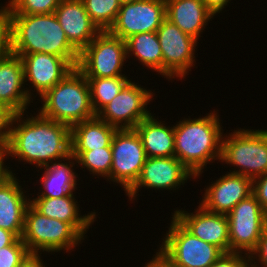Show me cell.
<instances>
[{
    "mask_svg": "<svg viewBox=\"0 0 267 267\" xmlns=\"http://www.w3.org/2000/svg\"><path fill=\"white\" fill-rule=\"evenodd\" d=\"M16 114L11 127L6 155L36 167L47 166L71 155V127L44 117ZM24 117V120H22ZM26 118V119H25ZM19 122V123H18Z\"/></svg>",
    "mask_w": 267,
    "mask_h": 267,
    "instance_id": "cell-1",
    "label": "cell"
},
{
    "mask_svg": "<svg viewBox=\"0 0 267 267\" xmlns=\"http://www.w3.org/2000/svg\"><path fill=\"white\" fill-rule=\"evenodd\" d=\"M13 54H52L78 65L80 52L69 42L55 13L12 15Z\"/></svg>",
    "mask_w": 267,
    "mask_h": 267,
    "instance_id": "cell-2",
    "label": "cell"
},
{
    "mask_svg": "<svg viewBox=\"0 0 267 267\" xmlns=\"http://www.w3.org/2000/svg\"><path fill=\"white\" fill-rule=\"evenodd\" d=\"M215 112L197 119L185 118L174 126V156L195 177L209 162L221 160L223 133Z\"/></svg>",
    "mask_w": 267,
    "mask_h": 267,
    "instance_id": "cell-3",
    "label": "cell"
},
{
    "mask_svg": "<svg viewBox=\"0 0 267 267\" xmlns=\"http://www.w3.org/2000/svg\"><path fill=\"white\" fill-rule=\"evenodd\" d=\"M40 98L44 103L39 113L69 127L97 116L88 80L77 68Z\"/></svg>",
    "mask_w": 267,
    "mask_h": 267,
    "instance_id": "cell-4",
    "label": "cell"
},
{
    "mask_svg": "<svg viewBox=\"0 0 267 267\" xmlns=\"http://www.w3.org/2000/svg\"><path fill=\"white\" fill-rule=\"evenodd\" d=\"M222 137L221 162L232 164L238 170L230 173L256 179L267 173V130H234ZM227 138V139H226Z\"/></svg>",
    "mask_w": 267,
    "mask_h": 267,
    "instance_id": "cell-5",
    "label": "cell"
},
{
    "mask_svg": "<svg viewBox=\"0 0 267 267\" xmlns=\"http://www.w3.org/2000/svg\"><path fill=\"white\" fill-rule=\"evenodd\" d=\"M30 253L69 252L84 238L67 222L49 218L31 204L25 212L24 230L21 237ZM40 250V251H39Z\"/></svg>",
    "mask_w": 267,
    "mask_h": 267,
    "instance_id": "cell-6",
    "label": "cell"
},
{
    "mask_svg": "<svg viewBox=\"0 0 267 267\" xmlns=\"http://www.w3.org/2000/svg\"><path fill=\"white\" fill-rule=\"evenodd\" d=\"M158 252L175 267H210L224 252L190 233L174 216Z\"/></svg>",
    "mask_w": 267,
    "mask_h": 267,
    "instance_id": "cell-7",
    "label": "cell"
},
{
    "mask_svg": "<svg viewBox=\"0 0 267 267\" xmlns=\"http://www.w3.org/2000/svg\"><path fill=\"white\" fill-rule=\"evenodd\" d=\"M127 58L126 42L100 32L79 54L77 69L86 78L118 77Z\"/></svg>",
    "mask_w": 267,
    "mask_h": 267,
    "instance_id": "cell-8",
    "label": "cell"
},
{
    "mask_svg": "<svg viewBox=\"0 0 267 267\" xmlns=\"http://www.w3.org/2000/svg\"><path fill=\"white\" fill-rule=\"evenodd\" d=\"M227 219L229 252L251 255L267 227V213L251 194L227 214Z\"/></svg>",
    "mask_w": 267,
    "mask_h": 267,
    "instance_id": "cell-9",
    "label": "cell"
},
{
    "mask_svg": "<svg viewBox=\"0 0 267 267\" xmlns=\"http://www.w3.org/2000/svg\"><path fill=\"white\" fill-rule=\"evenodd\" d=\"M111 152L112 166L107 179L120 184L126 193L136 183L147 158L135 129H117Z\"/></svg>",
    "mask_w": 267,
    "mask_h": 267,
    "instance_id": "cell-10",
    "label": "cell"
},
{
    "mask_svg": "<svg viewBox=\"0 0 267 267\" xmlns=\"http://www.w3.org/2000/svg\"><path fill=\"white\" fill-rule=\"evenodd\" d=\"M151 98V90L130 80L97 116L117 129H134L140 121L151 115L146 109Z\"/></svg>",
    "mask_w": 267,
    "mask_h": 267,
    "instance_id": "cell-11",
    "label": "cell"
},
{
    "mask_svg": "<svg viewBox=\"0 0 267 267\" xmlns=\"http://www.w3.org/2000/svg\"><path fill=\"white\" fill-rule=\"evenodd\" d=\"M163 54V76L184 78L194 65L197 40L165 18L156 31Z\"/></svg>",
    "mask_w": 267,
    "mask_h": 267,
    "instance_id": "cell-12",
    "label": "cell"
},
{
    "mask_svg": "<svg viewBox=\"0 0 267 267\" xmlns=\"http://www.w3.org/2000/svg\"><path fill=\"white\" fill-rule=\"evenodd\" d=\"M165 18V0L123 2L108 32L125 41L138 33L156 32Z\"/></svg>",
    "mask_w": 267,
    "mask_h": 267,
    "instance_id": "cell-13",
    "label": "cell"
},
{
    "mask_svg": "<svg viewBox=\"0 0 267 267\" xmlns=\"http://www.w3.org/2000/svg\"><path fill=\"white\" fill-rule=\"evenodd\" d=\"M188 178L196 177L175 156L147 157L139 178L126 195L133 200L138 196L137 193L141 187L174 190L184 185Z\"/></svg>",
    "mask_w": 267,
    "mask_h": 267,
    "instance_id": "cell-14",
    "label": "cell"
},
{
    "mask_svg": "<svg viewBox=\"0 0 267 267\" xmlns=\"http://www.w3.org/2000/svg\"><path fill=\"white\" fill-rule=\"evenodd\" d=\"M20 56L24 67V82L31 81L41 97L74 68L69 60L46 53L15 54Z\"/></svg>",
    "mask_w": 267,
    "mask_h": 267,
    "instance_id": "cell-15",
    "label": "cell"
},
{
    "mask_svg": "<svg viewBox=\"0 0 267 267\" xmlns=\"http://www.w3.org/2000/svg\"><path fill=\"white\" fill-rule=\"evenodd\" d=\"M173 216L194 236L229 253L227 214L210 212L200 205L195 214L176 210Z\"/></svg>",
    "mask_w": 267,
    "mask_h": 267,
    "instance_id": "cell-16",
    "label": "cell"
},
{
    "mask_svg": "<svg viewBox=\"0 0 267 267\" xmlns=\"http://www.w3.org/2000/svg\"><path fill=\"white\" fill-rule=\"evenodd\" d=\"M252 194V180L246 176L227 173L205 189L201 203L206 210L228 214L241 200Z\"/></svg>",
    "mask_w": 267,
    "mask_h": 267,
    "instance_id": "cell-17",
    "label": "cell"
},
{
    "mask_svg": "<svg viewBox=\"0 0 267 267\" xmlns=\"http://www.w3.org/2000/svg\"><path fill=\"white\" fill-rule=\"evenodd\" d=\"M54 13L69 42L79 52L101 32L89 17L82 0H62Z\"/></svg>",
    "mask_w": 267,
    "mask_h": 267,
    "instance_id": "cell-18",
    "label": "cell"
},
{
    "mask_svg": "<svg viewBox=\"0 0 267 267\" xmlns=\"http://www.w3.org/2000/svg\"><path fill=\"white\" fill-rule=\"evenodd\" d=\"M24 67L20 56L13 53L0 59V103L16 114L23 113L31 101V91L25 90ZM23 88V89H22Z\"/></svg>",
    "mask_w": 267,
    "mask_h": 267,
    "instance_id": "cell-19",
    "label": "cell"
},
{
    "mask_svg": "<svg viewBox=\"0 0 267 267\" xmlns=\"http://www.w3.org/2000/svg\"><path fill=\"white\" fill-rule=\"evenodd\" d=\"M22 189L13 174L0 185V228L13 232L18 238L22 237L25 212L30 204Z\"/></svg>",
    "mask_w": 267,
    "mask_h": 267,
    "instance_id": "cell-20",
    "label": "cell"
},
{
    "mask_svg": "<svg viewBox=\"0 0 267 267\" xmlns=\"http://www.w3.org/2000/svg\"><path fill=\"white\" fill-rule=\"evenodd\" d=\"M73 193L61 198L36 197L30 204L42 215L69 223L82 237L96 218V213L79 214V206Z\"/></svg>",
    "mask_w": 267,
    "mask_h": 267,
    "instance_id": "cell-21",
    "label": "cell"
},
{
    "mask_svg": "<svg viewBox=\"0 0 267 267\" xmlns=\"http://www.w3.org/2000/svg\"><path fill=\"white\" fill-rule=\"evenodd\" d=\"M165 10L169 21L196 40L214 16L203 0H165Z\"/></svg>",
    "mask_w": 267,
    "mask_h": 267,
    "instance_id": "cell-22",
    "label": "cell"
},
{
    "mask_svg": "<svg viewBox=\"0 0 267 267\" xmlns=\"http://www.w3.org/2000/svg\"><path fill=\"white\" fill-rule=\"evenodd\" d=\"M116 131L98 116L75 124L71 127V155L76 158L83 151L111 147Z\"/></svg>",
    "mask_w": 267,
    "mask_h": 267,
    "instance_id": "cell-23",
    "label": "cell"
},
{
    "mask_svg": "<svg viewBox=\"0 0 267 267\" xmlns=\"http://www.w3.org/2000/svg\"><path fill=\"white\" fill-rule=\"evenodd\" d=\"M150 115L134 128L139 135L147 157L174 156V126L167 127Z\"/></svg>",
    "mask_w": 267,
    "mask_h": 267,
    "instance_id": "cell-24",
    "label": "cell"
},
{
    "mask_svg": "<svg viewBox=\"0 0 267 267\" xmlns=\"http://www.w3.org/2000/svg\"><path fill=\"white\" fill-rule=\"evenodd\" d=\"M72 160L76 162V158L70 155L66 158V161H68L65 162L66 164L62 163V160H60L40 169H45L40 180V183L44 188L41 189L44 191L37 197L61 198L70 195L75 191L77 188L76 177L78 175H75V172L73 171L74 169H72L75 164Z\"/></svg>",
    "mask_w": 267,
    "mask_h": 267,
    "instance_id": "cell-25",
    "label": "cell"
},
{
    "mask_svg": "<svg viewBox=\"0 0 267 267\" xmlns=\"http://www.w3.org/2000/svg\"><path fill=\"white\" fill-rule=\"evenodd\" d=\"M125 42L127 58L134 54L143 65L163 75V54L156 32L138 33Z\"/></svg>",
    "mask_w": 267,
    "mask_h": 267,
    "instance_id": "cell-26",
    "label": "cell"
},
{
    "mask_svg": "<svg viewBox=\"0 0 267 267\" xmlns=\"http://www.w3.org/2000/svg\"><path fill=\"white\" fill-rule=\"evenodd\" d=\"M126 76L86 78L90 86L91 103L97 115L130 81Z\"/></svg>",
    "mask_w": 267,
    "mask_h": 267,
    "instance_id": "cell-27",
    "label": "cell"
},
{
    "mask_svg": "<svg viewBox=\"0 0 267 267\" xmlns=\"http://www.w3.org/2000/svg\"><path fill=\"white\" fill-rule=\"evenodd\" d=\"M92 22L102 31L114 24L121 7L120 0H82Z\"/></svg>",
    "mask_w": 267,
    "mask_h": 267,
    "instance_id": "cell-28",
    "label": "cell"
},
{
    "mask_svg": "<svg viewBox=\"0 0 267 267\" xmlns=\"http://www.w3.org/2000/svg\"><path fill=\"white\" fill-rule=\"evenodd\" d=\"M76 163L82 165V170L86 167L91 174L108 178L112 166L111 147L83 151L76 157Z\"/></svg>",
    "mask_w": 267,
    "mask_h": 267,
    "instance_id": "cell-29",
    "label": "cell"
},
{
    "mask_svg": "<svg viewBox=\"0 0 267 267\" xmlns=\"http://www.w3.org/2000/svg\"><path fill=\"white\" fill-rule=\"evenodd\" d=\"M62 0H10L8 6L12 15L54 13Z\"/></svg>",
    "mask_w": 267,
    "mask_h": 267,
    "instance_id": "cell-30",
    "label": "cell"
},
{
    "mask_svg": "<svg viewBox=\"0 0 267 267\" xmlns=\"http://www.w3.org/2000/svg\"><path fill=\"white\" fill-rule=\"evenodd\" d=\"M30 254L22 239L17 238L11 245L0 249V267H17Z\"/></svg>",
    "mask_w": 267,
    "mask_h": 267,
    "instance_id": "cell-31",
    "label": "cell"
},
{
    "mask_svg": "<svg viewBox=\"0 0 267 267\" xmlns=\"http://www.w3.org/2000/svg\"><path fill=\"white\" fill-rule=\"evenodd\" d=\"M12 53V12L8 4L0 9V59Z\"/></svg>",
    "mask_w": 267,
    "mask_h": 267,
    "instance_id": "cell-32",
    "label": "cell"
},
{
    "mask_svg": "<svg viewBox=\"0 0 267 267\" xmlns=\"http://www.w3.org/2000/svg\"><path fill=\"white\" fill-rule=\"evenodd\" d=\"M16 113L3 103H0V151H5L8 145L12 122Z\"/></svg>",
    "mask_w": 267,
    "mask_h": 267,
    "instance_id": "cell-33",
    "label": "cell"
},
{
    "mask_svg": "<svg viewBox=\"0 0 267 267\" xmlns=\"http://www.w3.org/2000/svg\"><path fill=\"white\" fill-rule=\"evenodd\" d=\"M244 253H224L210 267H251L249 255Z\"/></svg>",
    "mask_w": 267,
    "mask_h": 267,
    "instance_id": "cell-34",
    "label": "cell"
},
{
    "mask_svg": "<svg viewBox=\"0 0 267 267\" xmlns=\"http://www.w3.org/2000/svg\"><path fill=\"white\" fill-rule=\"evenodd\" d=\"M249 256L251 261V267H267V227L264 229L262 236L258 241L257 247ZM255 259L261 263L260 266L259 262H256ZM257 263L258 265H256Z\"/></svg>",
    "mask_w": 267,
    "mask_h": 267,
    "instance_id": "cell-35",
    "label": "cell"
},
{
    "mask_svg": "<svg viewBox=\"0 0 267 267\" xmlns=\"http://www.w3.org/2000/svg\"><path fill=\"white\" fill-rule=\"evenodd\" d=\"M252 194L267 213V173L252 180Z\"/></svg>",
    "mask_w": 267,
    "mask_h": 267,
    "instance_id": "cell-36",
    "label": "cell"
},
{
    "mask_svg": "<svg viewBox=\"0 0 267 267\" xmlns=\"http://www.w3.org/2000/svg\"><path fill=\"white\" fill-rule=\"evenodd\" d=\"M231 0H203L207 9L215 16L217 13H220L222 9L227 5Z\"/></svg>",
    "mask_w": 267,
    "mask_h": 267,
    "instance_id": "cell-37",
    "label": "cell"
},
{
    "mask_svg": "<svg viewBox=\"0 0 267 267\" xmlns=\"http://www.w3.org/2000/svg\"><path fill=\"white\" fill-rule=\"evenodd\" d=\"M17 267H45L39 254L31 253Z\"/></svg>",
    "mask_w": 267,
    "mask_h": 267,
    "instance_id": "cell-38",
    "label": "cell"
},
{
    "mask_svg": "<svg viewBox=\"0 0 267 267\" xmlns=\"http://www.w3.org/2000/svg\"><path fill=\"white\" fill-rule=\"evenodd\" d=\"M17 238L13 232L0 228V249L11 245Z\"/></svg>",
    "mask_w": 267,
    "mask_h": 267,
    "instance_id": "cell-39",
    "label": "cell"
},
{
    "mask_svg": "<svg viewBox=\"0 0 267 267\" xmlns=\"http://www.w3.org/2000/svg\"><path fill=\"white\" fill-rule=\"evenodd\" d=\"M144 267H175L172 265L164 256H162L159 252H156V255L150 260V262L146 263Z\"/></svg>",
    "mask_w": 267,
    "mask_h": 267,
    "instance_id": "cell-40",
    "label": "cell"
},
{
    "mask_svg": "<svg viewBox=\"0 0 267 267\" xmlns=\"http://www.w3.org/2000/svg\"><path fill=\"white\" fill-rule=\"evenodd\" d=\"M5 157L7 158L6 152L0 151V185L13 174L11 170H8L9 167L4 166Z\"/></svg>",
    "mask_w": 267,
    "mask_h": 267,
    "instance_id": "cell-41",
    "label": "cell"
},
{
    "mask_svg": "<svg viewBox=\"0 0 267 267\" xmlns=\"http://www.w3.org/2000/svg\"><path fill=\"white\" fill-rule=\"evenodd\" d=\"M120 1H121V3H123V2L133 1V0H120Z\"/></svg>",
    "mask_w": 267,
    "mask_h": 267,
    "instance_id": "cell-42",
    "label": "cell"
}]
</instances>
